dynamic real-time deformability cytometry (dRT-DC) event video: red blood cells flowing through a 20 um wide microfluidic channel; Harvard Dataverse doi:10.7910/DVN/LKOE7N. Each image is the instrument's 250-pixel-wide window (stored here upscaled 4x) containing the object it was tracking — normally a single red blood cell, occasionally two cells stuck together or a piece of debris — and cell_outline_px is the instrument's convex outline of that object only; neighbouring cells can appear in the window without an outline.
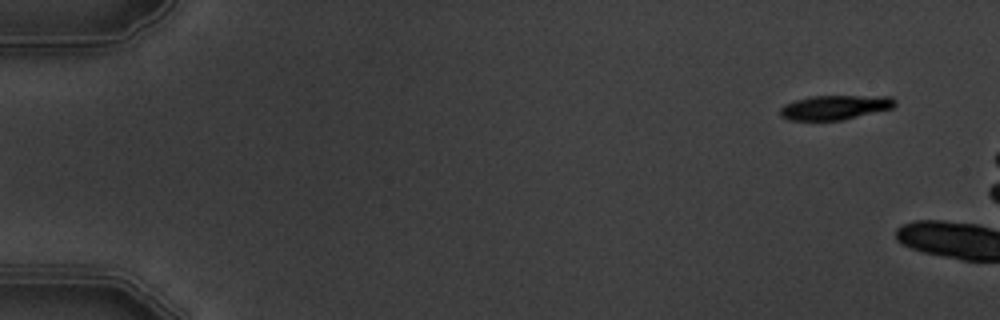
{"species": "common noctule bat (a hibernating species)", "species_latin": "Nyctalus noctula", "temperature_condition": "warm", "stored_images_in_passage": 6, "segment_of_instrument_passage": [2, 2], "camera_frame_rate_fps": 3000, "um_per_image_px": 0.085, "animal": {"sex": "male", "body_mass_g": 19.5, "forearm_length_mm": 54.6}, "frame": {"image": 1, "passage_image": 6, "time_ms": 6.667, "image_size_px": [1000, 320], "cell_outline_px": [[896, 104], [892, 108], [844, 120], [788, 120], [780, 116], [780, 108], [784, 104], [796, 100], [812, 96], [892, 96], [896, 100]], "centroid_in_image_um": [70.98, 9.13], "position_along_channel_um": 14.0, "area_um2": 16.42}}